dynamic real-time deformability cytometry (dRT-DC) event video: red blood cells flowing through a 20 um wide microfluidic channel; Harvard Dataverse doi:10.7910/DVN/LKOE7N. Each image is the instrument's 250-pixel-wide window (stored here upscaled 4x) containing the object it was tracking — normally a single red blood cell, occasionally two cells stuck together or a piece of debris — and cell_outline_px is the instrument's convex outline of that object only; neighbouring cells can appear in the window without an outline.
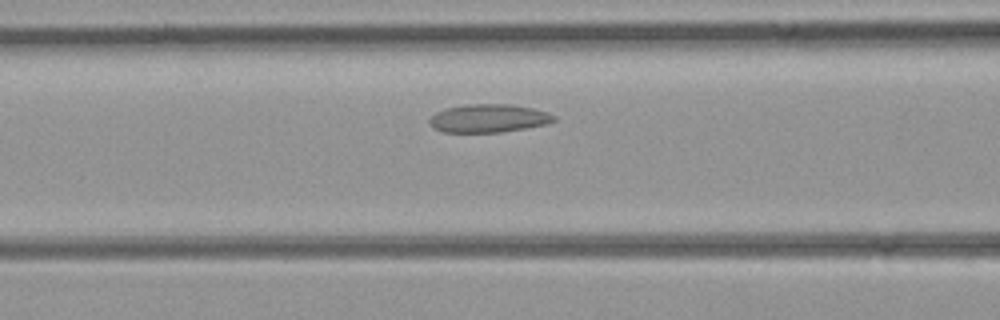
{"species": "common noctule bat (a hibernating species)", "species_latin": "Nyctalus noctula", "temperature_condition": "room temperature", "stored_images_in_passage": 29, "camera_frame_rate_fps": 3000, "um_per_image_px": 0.085, "animal": {"sex": "female", "body_mass_g": 21.9}, "frame": {"image": 1, "passage_image": 10, "time_ms": 3.0, "image_size_px": [1000, 320], "cell_outline_px": [[556, 120], [548, 124], [500, 132], [444, 132], [432, 128], [428, 120], [436, 112], [448, 108], [464, 104], [512, 104], [532, 108], [556, 116]], "centroid_in_image_um": [41.51, 10.05], "position_along_channel_um": 125.1, "area_um2": 20.4}}
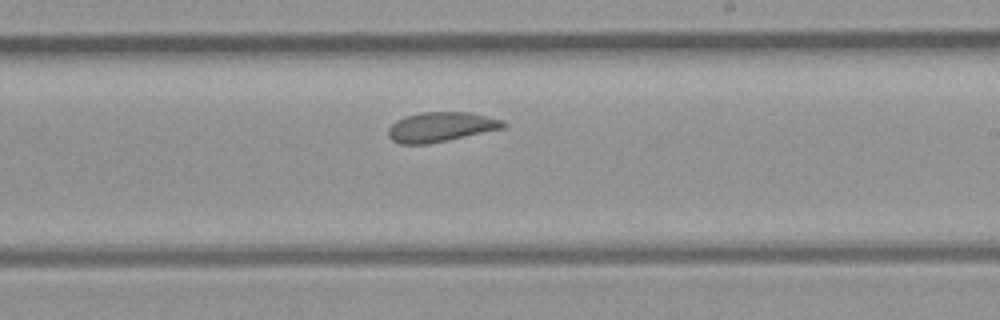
{"frame": {"image": 2, "passage_image": 18, "time_ms": 5.667, "image_size_px": [1000, 320], "cell_outline_px": [[508, 124], [504, 128], [428, 144], [400, 144], [392, 140], [388, 136], [388, 128], [396, 120], [404, 116], [420, 112], [472, 112], [504, 120]], "centroid_in_image_um": [37.48, 10.78], "position_along_channel_um": 251.5, "area_um2": 20.06}}
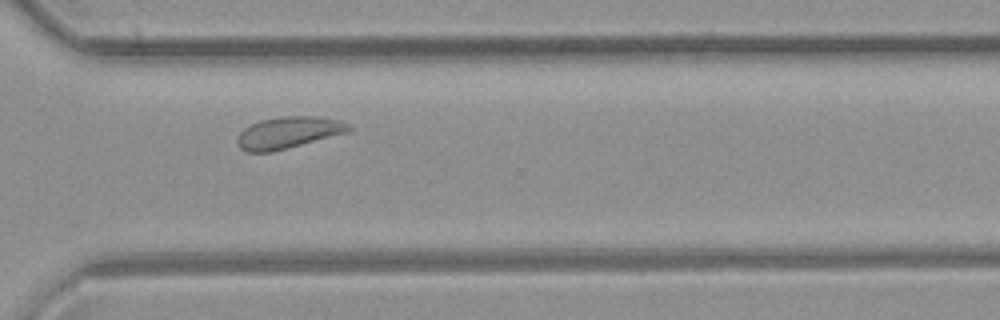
{"frame": {"image": 3, "passage_image": 24, "time_ms": 7.667, "image_size_px": [1000, 320], "cell_outline_px": [[356, 128], [352, 132], [272, 152], [248, 152], [240, 148], [236, 144], [236, 140], [240, 132], [244, 128], [260, 120], [284, 116], [312, 116], [340, 120]], "centroid_in_image_um": [24.57, 11.28], "position_along_channel_um": 346.0, "area_um2": 20.92}}